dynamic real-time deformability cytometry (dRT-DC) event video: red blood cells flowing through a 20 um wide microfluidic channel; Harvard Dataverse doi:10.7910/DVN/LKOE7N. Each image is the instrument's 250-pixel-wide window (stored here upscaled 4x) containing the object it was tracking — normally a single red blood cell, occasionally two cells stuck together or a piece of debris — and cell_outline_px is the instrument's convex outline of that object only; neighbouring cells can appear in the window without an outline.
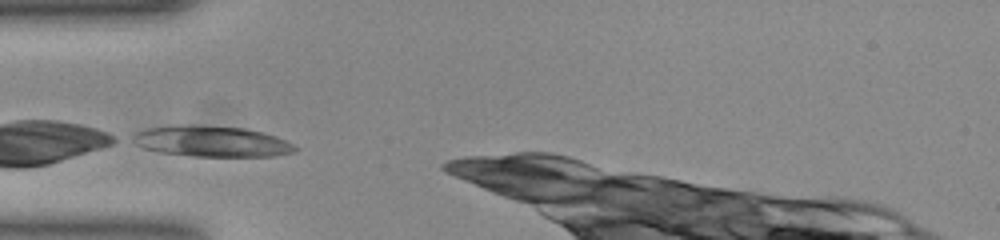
{"species": "common noctule bat (a hibernating species)", "species_latin": "Nyctalus noctula", "temperature_condition": "room temperature", "stored_images_in_passage": 23, "camera_frame_rate_fps": 3000, "um_per_image_px": 0.085, "animal": {"sex": "female", "body_mass_g": 23.0, "forearm_length_mm": 53.4}, "frame": {"image": 1, "passage_image": 1, "time_ms": 0.0, "image_size_px": [1000, 240], "cell_outline_px": [[296, 148], [292, 152], [272, 156], [196, 156], [160, 152], [144, 148], [128, 140], [128, 136], [144, 128], [172, 124], [196, 124], [244, 128], [276, 136], [292, 144]], "centroid_in_image_um": [17.84, 11.99], "position_along_channel_um": 67.2, "area_um2": 29.42}}
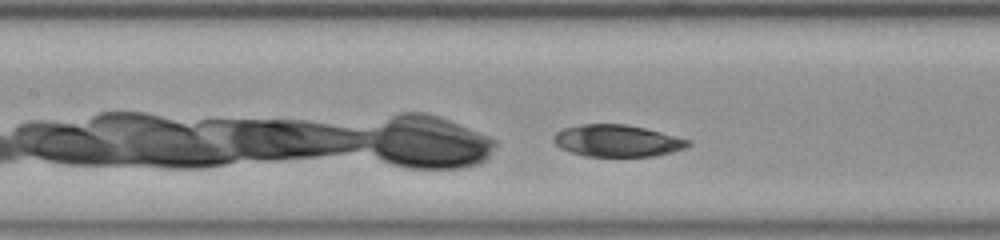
{"frame": {"image": 2, "passage_image": 8, "time_ms": 2.333, "image_size_px": [1000, 240], "cell_outline_px": [[692, 144], [684, 148], [672, 152], [656, 156], [584, 156], [560, 148], [552, 140], [552, 136], [556, 132], [564, 128], [584, 124], [628, 124], [660, 132], [688, 140]], "centroid_in_image_um": [52.43, 11.97], "position_along_channel_um": 155.0, "area_um2": 24.85}}
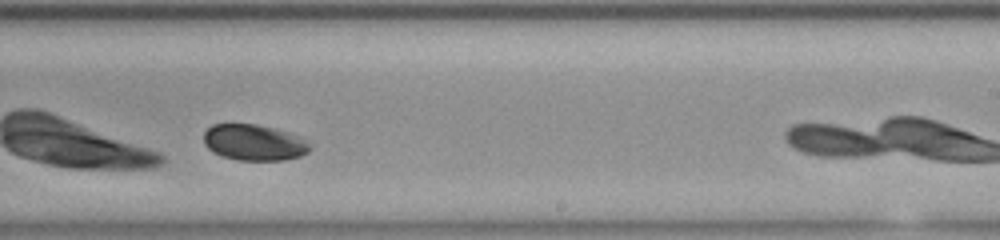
{"frame": {"image": 3, "passage_image": 17, "time_ms": 5.333, "image_size_px": [1000, 240], "cell_outline_px": [[312, 148], [308, 152], [300, 156], [284, 160], [240, 160], [224, 156], [208, 148], [204, 144], [204, 132], [212, 124], [256, 124], [288, 132], [308, 144]], "centroid_in_image_um": [21.56, 12.11], "position_along_channel_um": 267.4, "area_um2": 21.85}}